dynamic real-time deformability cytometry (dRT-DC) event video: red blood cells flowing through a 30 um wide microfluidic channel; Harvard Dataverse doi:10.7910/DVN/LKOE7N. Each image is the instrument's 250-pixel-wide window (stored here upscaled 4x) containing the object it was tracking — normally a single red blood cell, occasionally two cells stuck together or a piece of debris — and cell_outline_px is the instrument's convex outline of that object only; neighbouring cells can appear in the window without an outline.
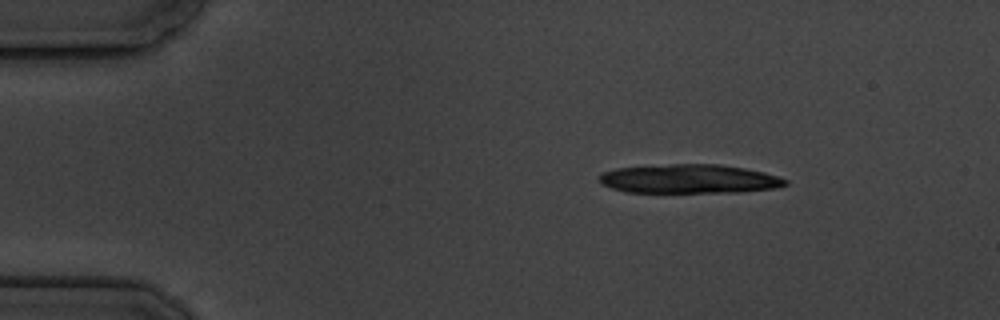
{"species": "common noctule bat (a hibernating species)", "species_latin": "Nyctalus noctula", "temperature_condition": "cold", "stored_images_in_passage": 6, "camera_frame_rate_fps": 3000, "um_per_image_px": 0.085, "animal": {"sex": "male", "body_mass_g": 19.5, "forearm_length_mm": 54.6}, "frame": {"image": 1, "passage_image": 1, "time_ms": 0.0, "image_size_px": [1000, 320], "cell_outline_px": [[788, 184], [776, 188], [740, 192], [624, 192], [600, 184], [600, 172], [616, 168], [672, 164], [720, 164], [744, 168], [764, 172], [788, 180]], "centroid_in_image_um": [58.57, 15.2], "position_along_channel_um": 26.4, "area_um2": 31.5}}
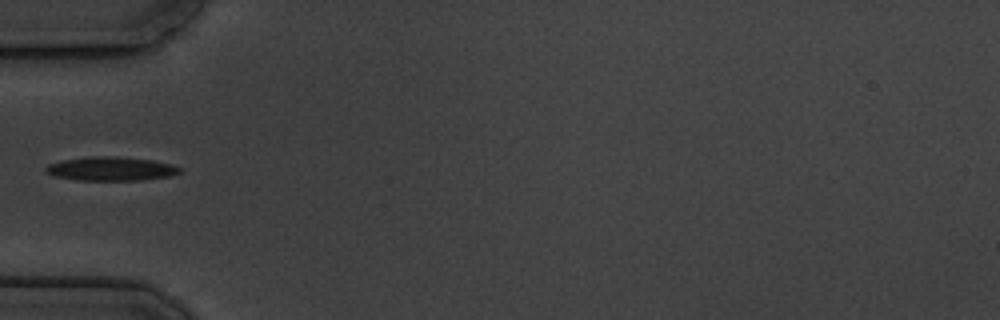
{"frame": {"image": 2, "passage_image": 4, "time_ms": 3.667, "image_size_px": [1000, 320], "cell_outline_px": [[180, 172], [172, 176], [140, 180], [80, 180], [56, 176], [44, 172], [44, 168], [48, 164], [64, 160], [92, 156], [116, 156], [152, 160], [172, 164], [180, 168]], "centroid_in_image_um": [9.44, 14.34], "position_along_channel_um": 75.6, "area_um2": 18.55}}